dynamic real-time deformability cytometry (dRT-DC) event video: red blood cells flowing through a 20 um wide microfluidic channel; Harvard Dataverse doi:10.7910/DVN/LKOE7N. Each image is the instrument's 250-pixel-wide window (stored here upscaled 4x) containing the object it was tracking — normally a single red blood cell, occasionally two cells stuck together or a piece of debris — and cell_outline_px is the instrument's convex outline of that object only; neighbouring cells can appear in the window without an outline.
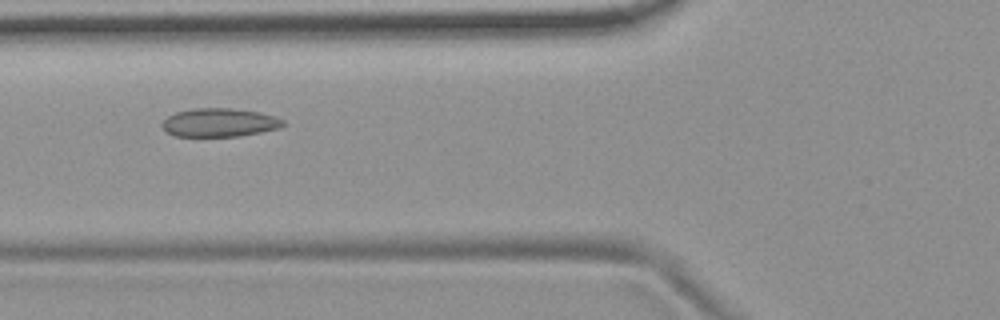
{"species": "common noctule bat (a hibernating species)", "species_latin": "Nyctalus noctula", "temperature_condition": "room temperature", "stored_images_in_passage": 49, "camera_frame_rate_fps": 3000, "um_per_image_px": 0.085, "animal": {"sex": "female", "body_mass_g": 19.9}, "frame": {"image": 1, "passage_image": 15, "time_ms": 4.667, "image_size_px": [1000, 320], "cell_outline_px": [[284, 124], [272, 128], [256, 132], [232, 136], [180, 136], [168, 132], [164, 128], [164, 120], [180, 112], [216, 108], [252, 112], [268, 116], [280, 120]], "centroid_in_image_um": [18.57, 10.45], "position_along_channel_um": 107.2, "area_um2": 18.09}}
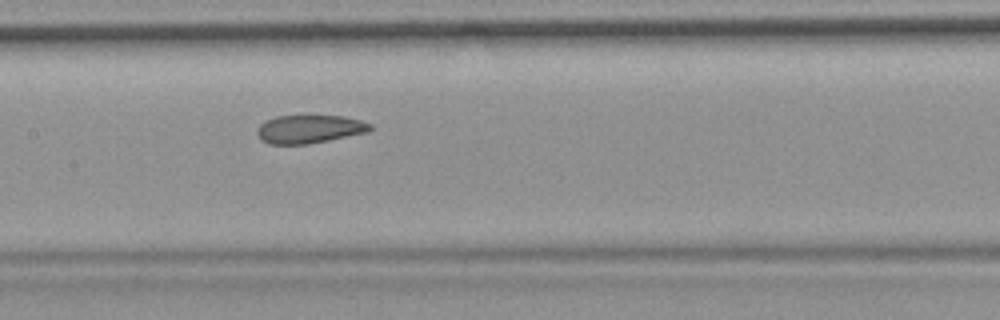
{"frame": {"image": 2, "passage_image": 21, "time_ms": 6.667, "image_size_px": [1000, 320], "cell_outline_px": [[372, 128], [360, 132], [324, 140], [304, 144], [272, 144], [264, 140], [260, 136], [260, 128], [268, 120], [280, 116], [336, 116], [356, 120], [368, 124]], "centroid_in_image_um": [26.24, 10.97], "position_along_channel_um": 181.2, "area_um2": 17.05}}
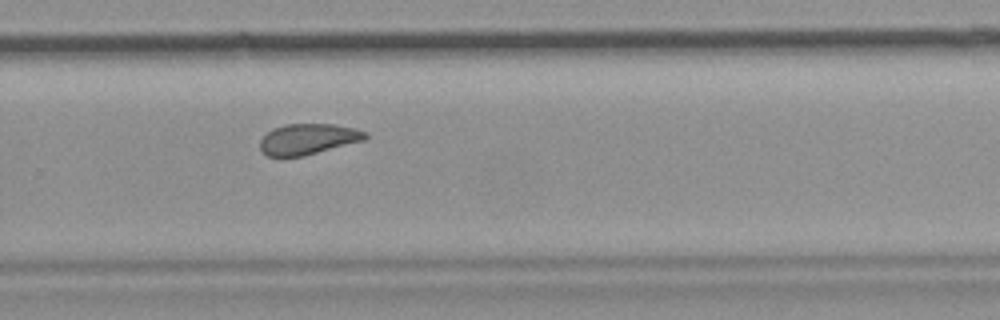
{"frame": {"image": 3, "passage_image": 31, "time_ms": 10.0, "image_size_px": [1000, 320], "cell_outline_px": [[368, 136], [360, 140], [300, 156], [268, 156], [260, 148], [260, 144], [264, 136], [268, 132], [276, 128], [292, 124], [328, 124], [348, 128], [364, 132]], "centroid_in_image_um": [26.1, 11.82], "position_along_channel_um": 303.7, "area_um2": 17.63}, "authors_computed_cell_mechanics": {"area_um2": 17.5712, "velocity_mm_per_s": 3.6961, "shape_relaxation_time_tau1_ms": null, "shape_relaxation_time_tau2_ms": 3.0109, "deformation_change_tau1": null, "deformation_change_tau2": 0.0891}}